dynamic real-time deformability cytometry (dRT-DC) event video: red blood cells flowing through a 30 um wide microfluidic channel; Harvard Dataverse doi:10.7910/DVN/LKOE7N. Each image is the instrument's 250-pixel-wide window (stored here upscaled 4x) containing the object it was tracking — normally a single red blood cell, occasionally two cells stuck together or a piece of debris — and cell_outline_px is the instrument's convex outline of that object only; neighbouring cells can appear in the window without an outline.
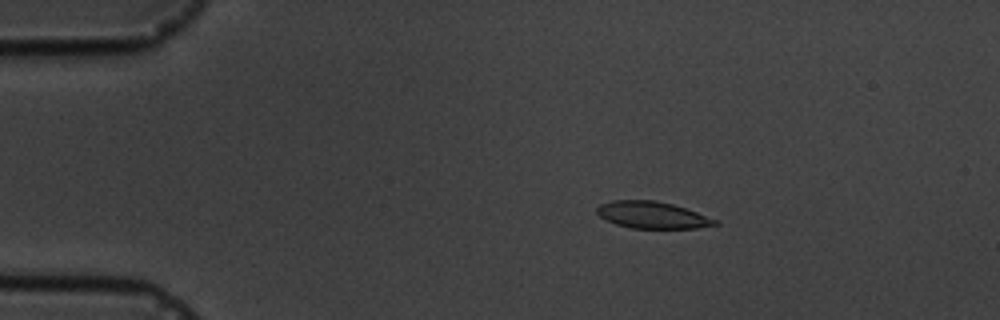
{"species": "common noctule bat (a hibernating species)", "species_latin": "Nyctalus noctula", "temperature_condition": "cold", "stored_images_in_passage": 4, "camera_frame_rate_fps": 3000, "um_per_image_px": 0.085, "animal": {"sex": "male", "body_mass_g": 19.5, "forearm_length_mm": 54.6}, "frame": {"image": 1, "passage_image": 3, "time_ms": 2.333, "image_size_px": [1000, 320], "cell_outline_px": [[720, 224], [696, 228], [632, 228], [616, 224], [600, 216], [596, 212], [596, 208], [600, 204], [612, 200], [656, 200], [672, 204], [696, 212], [716, 220]], "centroid_in_image_um": [55.42, 18.27], "position_along_channel_um": 29.6, "area_um2": 18.26}}